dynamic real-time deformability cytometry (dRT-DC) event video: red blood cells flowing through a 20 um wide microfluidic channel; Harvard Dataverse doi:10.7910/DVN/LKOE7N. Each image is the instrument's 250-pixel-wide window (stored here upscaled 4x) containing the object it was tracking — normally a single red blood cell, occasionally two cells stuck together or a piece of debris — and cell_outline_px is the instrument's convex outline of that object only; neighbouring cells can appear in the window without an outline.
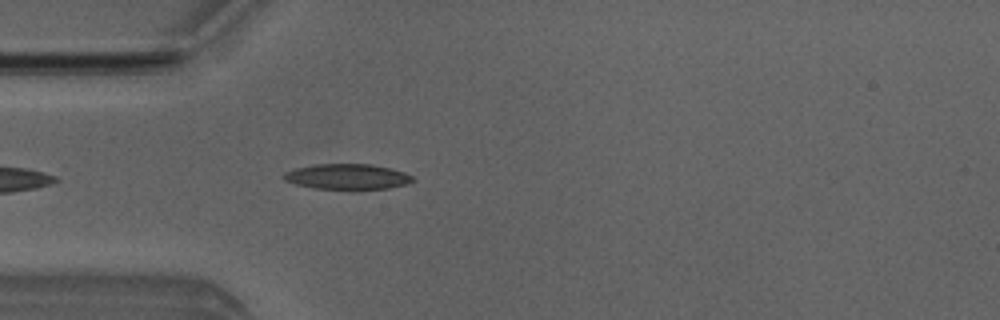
{"species": "Egyptian fruit bat (a non-hibernating species)", "species_latin": "Rousettus aegyptiacus", "temperature_condition": "room temperature", "stored_images_in_passage": 30, "camera_frame_rate_fps": 3000, "um_per_image_px": 0.085, "animal": {"sex": "male"}, "frame": {"image": 1, "passage_image": 5, "time_ms": 1.333, "image_size_px": [1000, 320], "cell_outline_px": [[416, 180], [408, 184], [388, 188], [356, 192], [352, 192], [316, 188], [296, 184], [284, 180], [280, 176], [284, 172], [296, 168], [316, 164], [372, 164], [392, 168], [404, 172], [412, 176]], "centroid_in_image_um": [29.56, 15.05], "position_along_channel_um": 55.4, "area_um2": 20.06}}
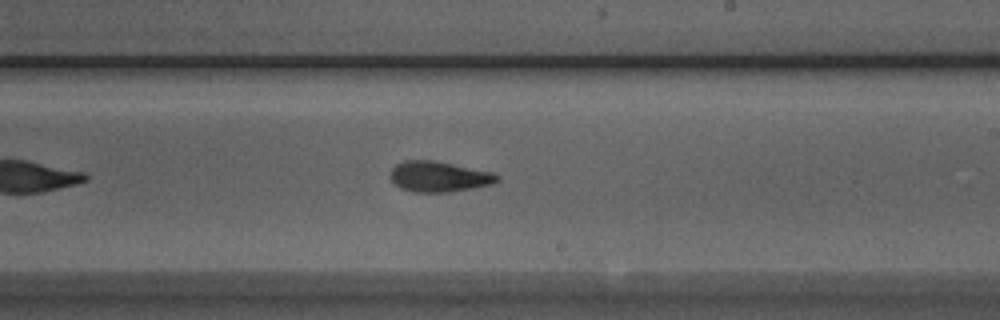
{"frame": {"image": 2, "passage_image": 20, "time_ms": 6.333, "image_size_px": [1000, 320], "cell_outline_px": [[500, 180], [492, 184], [472, 188], [448, 192], [412, 192], [400, 188], [388, 176], [392, 168], [396, 164], [404, 160], [432, 160], [492, 172], [500, 176]], "centroid_in_image_um": [37.28, 15.01], "position_along_channel_um": 251.7, "area_um2": 19.02}}
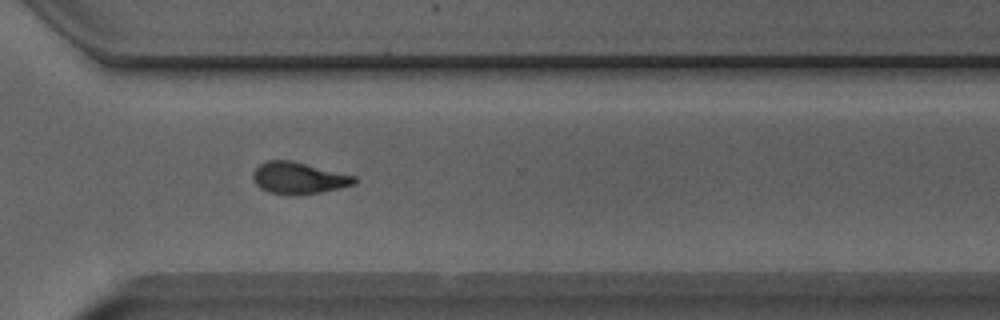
{"frame": {"image": 3, "passage_image": 27, "time_ms": 8.667, "image_size_px": [1000, 320], "cell_outline_px": [[356, 184], [340, 188], [320, 192], [292, 196], [288, 196], [268, 192], [260, 188], [256, 184], [252, 176], [252, 172], [260, 164], [268, 160], [292, 160], [356, 176]], "centroid_in_image_um": [25.37, 15.14], "position_along_channel_um": 345.2, "area_um2": 18.96}, "authors_computed_cell_mechanics": {"area_um2": 18.9006, "velocity_mm_per_s": 4.0087, "shape_relaxation_time_tau1_ms": 5.2152, "shape_relaxation_time_tau2_ms": 3.1845, "deformation_change_tau1": 0.1679, "deformation_change_tau2": 0.1119}}